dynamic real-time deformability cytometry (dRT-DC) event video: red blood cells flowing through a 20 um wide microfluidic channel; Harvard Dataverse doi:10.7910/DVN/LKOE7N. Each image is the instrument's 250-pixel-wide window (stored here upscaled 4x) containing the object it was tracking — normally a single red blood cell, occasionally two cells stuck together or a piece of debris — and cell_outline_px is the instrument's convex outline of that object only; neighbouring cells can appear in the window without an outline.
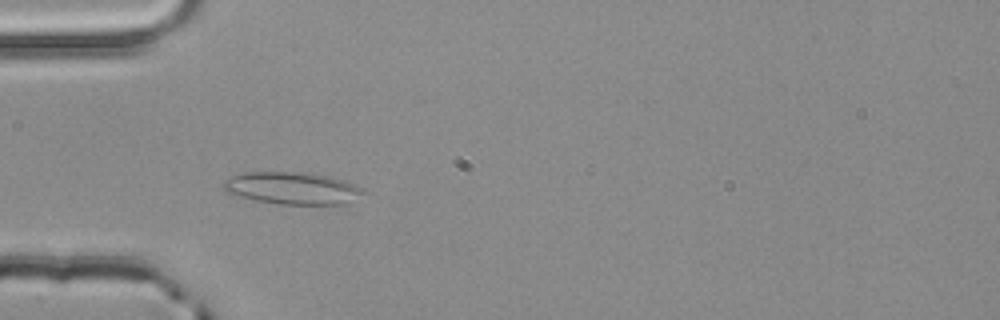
{"species": "common noctule bat (a hibernating species)", "species_latin": "Nyctalus noctula", "temperature_condition": "room temperature", "stored_images_in_passage": 4, "camera_frame_rate_fps": 3000, "um_per_image_px": 0.085, "animal": {"sex": "male", "body_mass_g": 20.4}, "frame": {"image": 1, "passage_image": 4, "time_ms": 1.0, "image_size_px": [1000, 320], "cell_outline_px": [[368, 192], [344, 204], [280, 204], [256, 200], [240, 196], [228, 192], [224, 188], [224, 180], [232, 176], [244, 172], [308, 172], [332, 176], [344, 180], [364, 188]], "centroid_in_image_um": [24.91, 15.98], "position_along_channel_um": 60.1, "area_um2": 26.3}}